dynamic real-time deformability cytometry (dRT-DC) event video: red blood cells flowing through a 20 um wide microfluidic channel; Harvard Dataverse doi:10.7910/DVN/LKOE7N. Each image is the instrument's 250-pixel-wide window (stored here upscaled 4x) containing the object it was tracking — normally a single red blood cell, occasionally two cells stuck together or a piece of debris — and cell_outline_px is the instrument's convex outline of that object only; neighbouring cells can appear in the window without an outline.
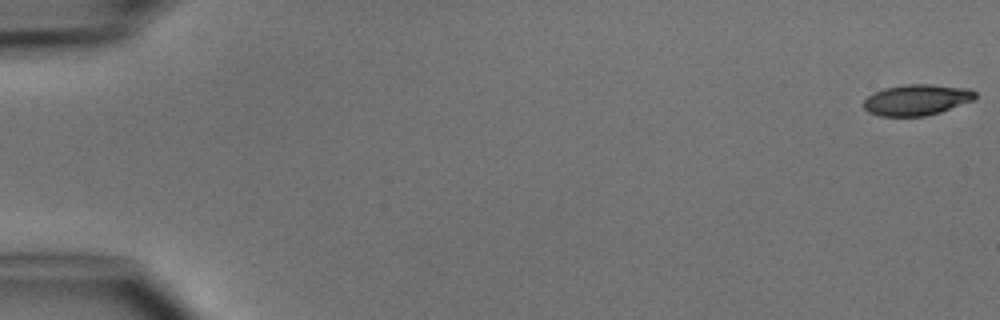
{"species": "common noctule bat (a hibernating species)", "species_latin": "Nyctalus noctula", "temperature_condition": "cold", "stored_images_in_passage": 4, "camera_frame_rate_fps": 3000, "um_per_image_px": 0.085, "animal": {"sex": "male", "body_mass_g": 15.6}, "frame": {"image": 1, "passage_image": 1, "time_ms": 0.0, "image_size_px": [1000, 320], "cell_outline_px": [[976, 100], [940, 112], [924, 116], [880, 116], [868, 112], [864, 108], [864, 100], [868, 96], [884, 88], [904, 84], [932, 84], [972, 88], [976, 92]], "centroid_in_image_um": [77.98, 8.48], "position_along_channel_um": 7.0, "area_um2": 20.35}}
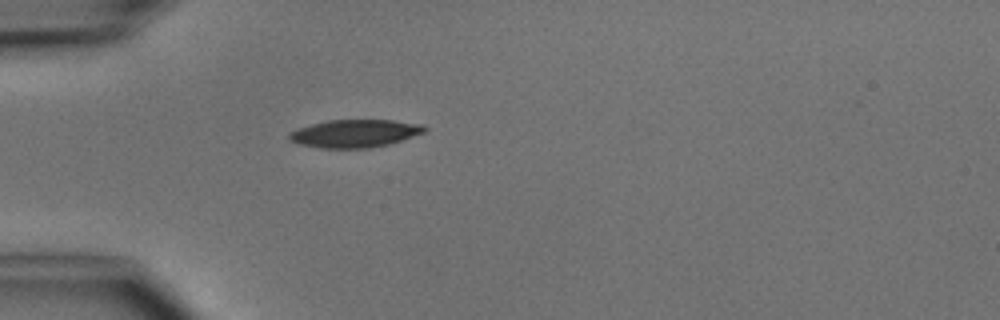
{"frame": {"image": 2, "passage_image": 4, "time_ms": 4.667, "image_size_px": [1000, 320], "cell_outline_px": [[428, 128], [424, 132], [388, 144], [372, 148], [320, 148], [300, 144], [288, 140], [288, 132], [312, 124], [328, 120], [392, 120], [424, 124]], "centroid_in_image_um": [30.15, 11.34], "position_along_channel_um": 54.8, "area_um2": 21.91}}